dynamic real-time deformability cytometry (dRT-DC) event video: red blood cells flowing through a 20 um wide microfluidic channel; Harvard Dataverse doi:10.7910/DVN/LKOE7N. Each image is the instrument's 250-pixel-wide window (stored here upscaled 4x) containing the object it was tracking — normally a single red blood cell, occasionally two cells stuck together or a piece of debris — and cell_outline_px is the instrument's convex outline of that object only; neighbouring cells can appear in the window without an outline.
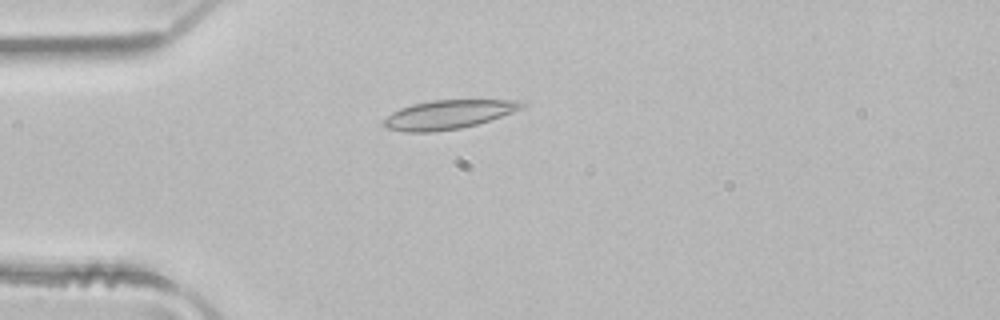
{"species": "common noctule bat (a hibernating species)", "species_latin": "Nyctalus noctula", "temperature_condition": "room temperature", "stored_images_in_passage": 3, "camera_frame_rate_fps": 3000, "um_per_image_px": 0.085, "animal": {"sex": "male", "body_mass_g": 21.5, "forearm_length_mm": 52.0}, "frame": {"image": 1, "passage_image": 3, "time_ms": 0.667, "image_size_px": [1000, 320], "cell_outline_px": [[528, 104], [524, 108], [476, 124], [460, 128], [432, 132], [404, 132], [384, 128], [380, 124], [392, 112], [400, 108], [412, 104], [432, 100], [524, 100]], "centroid_in_image_um": [38.09, 9.73], "position_along_channel_um": 46.9, "area_um2": 23.35}}